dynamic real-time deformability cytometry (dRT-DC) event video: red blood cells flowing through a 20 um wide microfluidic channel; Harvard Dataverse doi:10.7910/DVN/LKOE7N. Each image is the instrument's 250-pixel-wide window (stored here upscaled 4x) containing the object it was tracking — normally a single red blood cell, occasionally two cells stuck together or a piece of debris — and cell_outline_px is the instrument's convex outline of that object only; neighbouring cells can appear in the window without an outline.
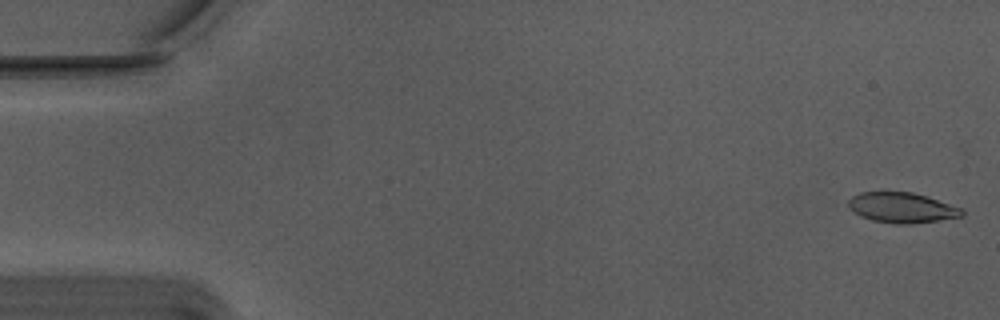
{"species": "Egyptian fruit bat (a non-hibernating species)", "species_latin": "Rousettus aegyptiacus", "temperature_condition": "warm", "stored_images_in_passage": 6, "camera_frame_rate_fps": 3000, "um_per_image_px": 0.085, "animal": {"sex": "male"}, "frame": {"image": 1, "passage_image": 1, "time_ms": 0.0, "image_size_px": [1000, 320], "cell_outline_px": [[964, 216], [912, 224], [896, 224], [872, 220], [860, 216], [848, 204], [848, 200], [852, 196], [860, 192], [912, 192], [964, 208]], "centroid_in_image_um": [76.7, 17.65], "position_along_channel_um": 8.3, "area_um2": 19.94}}